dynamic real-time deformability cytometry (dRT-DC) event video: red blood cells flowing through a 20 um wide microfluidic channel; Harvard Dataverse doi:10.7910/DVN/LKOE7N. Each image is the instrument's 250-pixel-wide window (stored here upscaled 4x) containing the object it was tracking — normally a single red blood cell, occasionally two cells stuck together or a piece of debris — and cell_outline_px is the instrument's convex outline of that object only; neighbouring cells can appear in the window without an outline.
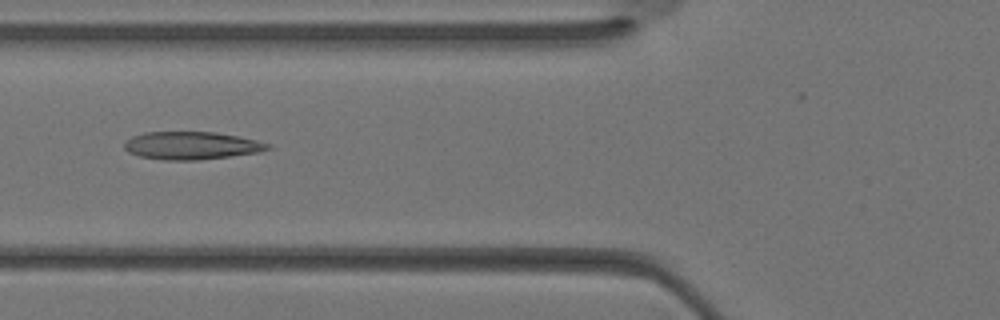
{"species": "Egyptian fruit bat (a non-hibernating species)", "species_latin": "Rousettus aegyptiacus", "temperature_condition": "warm", "stored_images_in_passage": 28, "camera_frame_rate_fps": 3000, "um_per_image_px": 0.085, "animal": {"sex": "female"}, "frame": {"image": 1, "passage_image": 7, "time_ms": 2.0, "image_size_px": [1000, 320], "cell_outline_px": [[272, 148], [260, 152], [196, 160], [164, 160], [140, 156], [128, 152], [124, 148], [124, 140], [132, 136], [144, 132], [216, 132], [256, 140], [272, 144]], "centroid_in_image_um": [16.26, 12.37], "position_along_channel_um": 109.5, "area_um2": 23.24}}
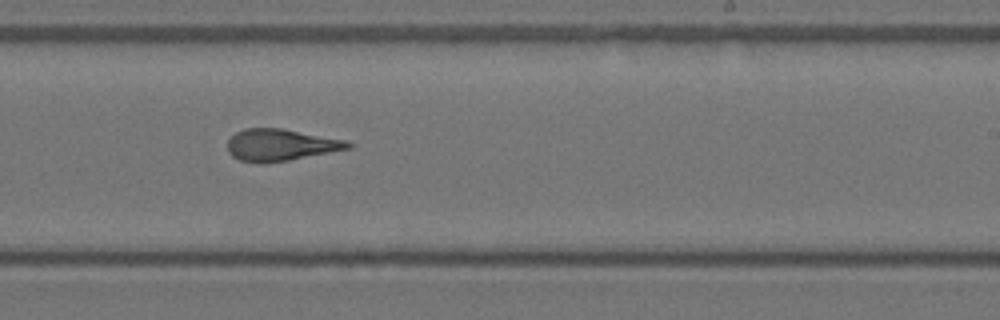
{"frame": {"image": 2, "passage_image": 15, "time_ms": 4.667, "image_size_px": [1000, 320], "cell_outline_px": [[352, 148], [288, 160], [264, 164], [260, 164], [240, 160], [232, 156], [228, 152], [228, 140], [236, 132], [244, 128], [280, 128], [344, 140], [352, 144]], "centroid_in_image_um": [23.8, 12.33], "position_along_channel_um": 265.2, "area_um2": 22.2}}
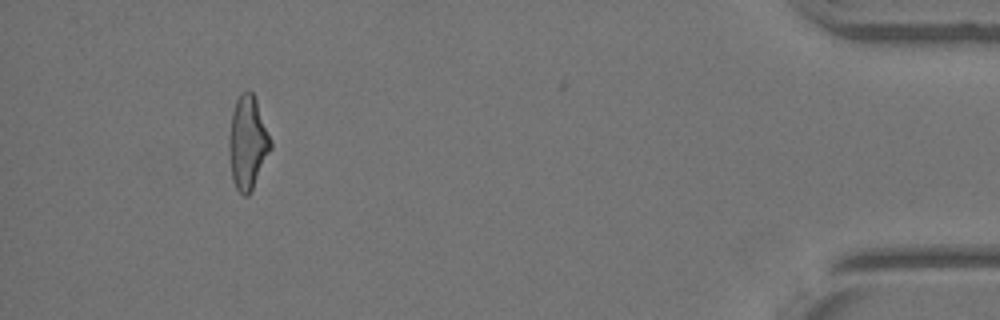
{"frame": {"image": 3, "passage_image": 26, "time_ms": 8.333, "image_size_px": [1000, 320], "cell_outline_px": [[272, 148], [252, 192], [248, 196], [244, 196], [236, 188], [232, 180], [228, 148], [228, 136], [232, 112], [236, 100], [244, 92], [252, 92], [256, 100], [272, 140]], "centroid_in_image_um": [21.05, 12.19], "position_along_channel_um": 414.1, "area_um2": 22.83}}